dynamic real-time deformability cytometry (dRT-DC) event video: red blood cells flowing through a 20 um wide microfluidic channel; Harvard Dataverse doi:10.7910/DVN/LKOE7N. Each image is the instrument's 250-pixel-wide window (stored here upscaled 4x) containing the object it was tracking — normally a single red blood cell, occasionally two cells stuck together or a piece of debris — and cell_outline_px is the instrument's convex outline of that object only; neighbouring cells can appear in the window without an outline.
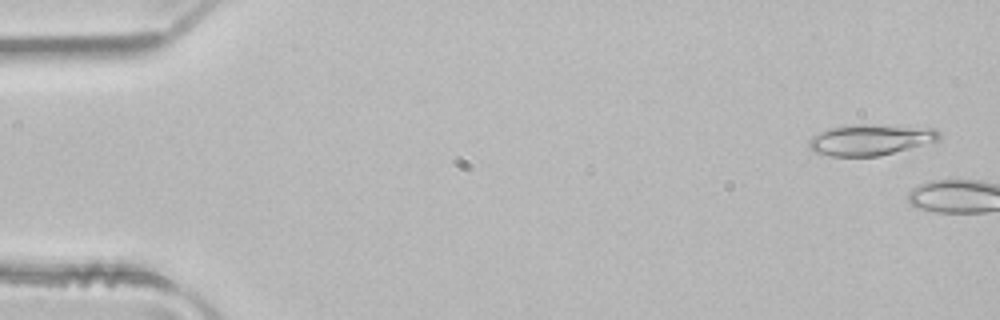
{"species": "common noctule bat (a hibernating species)", "species_latin": "Nyctalus noctula", "temperature_condition": "room temperature", "stored_images_in_passage": 2, "camera_frame_rate_fps": 3000, "um_per_image_px": 0.085, "animal": {"sex": "male", "body_mass_g": 21.5, "forearm_length_mm": 52.0}, "frame": {"image": 1, "passage_image": 1, "time_ms": 0.0, "image_size_px": [1000, 320], "cell_outline_px": [[940, 140], [880, 156], [828, 156], [816, 152], [808, 144], [808, 140], [812, 136], [828, 128], [856, 124], [876, 124], [936, 128], [940, 132]], "centroid_in_image_um": [74.01, 11.87], "position_along_channel_um": 11.0, "area_um2": 23.64}}